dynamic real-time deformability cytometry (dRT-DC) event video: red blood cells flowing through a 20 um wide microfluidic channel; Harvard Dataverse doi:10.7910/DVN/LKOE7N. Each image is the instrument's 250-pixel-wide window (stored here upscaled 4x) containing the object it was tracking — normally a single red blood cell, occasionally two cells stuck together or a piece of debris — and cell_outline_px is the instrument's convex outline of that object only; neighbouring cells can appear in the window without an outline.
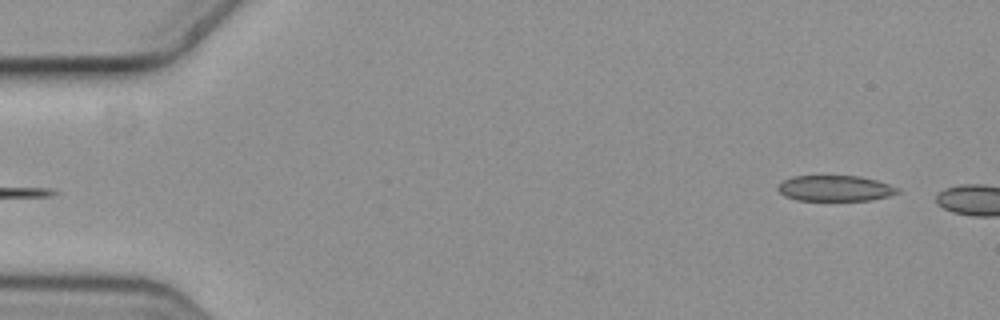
{"species": "common noctule bat (a hibernating species)", "species_latin": "Nyctalus noctula", "temperature_condition": "cold", "stored_images_in_passage": 5, "camera_frame_rate_fps": 3000, "um_per_image_px": 0.085, "animal": {"sex": "female", "body_mass_g": 19.3, "forearm_length_mm": 54.1}, "frame": {"image": 1, "passage_image": 5, "time_ms": 1.333, "image_size_px": [1000, 320], "cell_outline_px": [[900, 192], [888, 196], [872, 200], [796, 200], [784, 196], [776, 188], [784, 180], [792, 176], [860, 176], [876, 180], [900, 188]], "centroid_in_image_um": [70.99, 16.01], "position_along_channel_um": 14.0, "area_um2": 17.92}}